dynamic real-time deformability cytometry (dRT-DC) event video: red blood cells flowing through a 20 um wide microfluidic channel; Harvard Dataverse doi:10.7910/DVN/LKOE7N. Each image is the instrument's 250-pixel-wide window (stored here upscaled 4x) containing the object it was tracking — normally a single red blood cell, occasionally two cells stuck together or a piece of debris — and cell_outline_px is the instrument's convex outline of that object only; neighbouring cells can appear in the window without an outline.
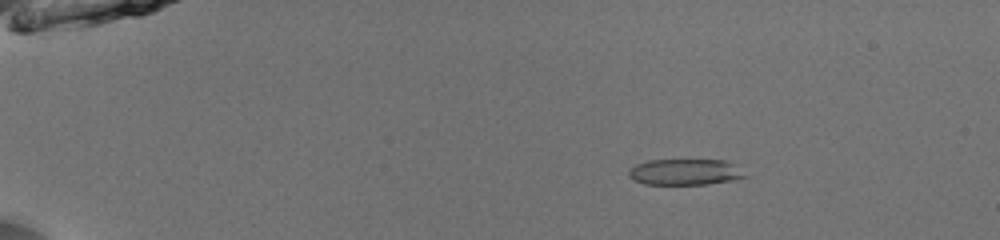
{"species": "common noctule bat (a hibernating species)", "species_latin": "Nyctalus noctula", "temperature_condition": "room temperature", "stored_images_in_passage": 47, "camera_frame_rate_fps": 3000, "um_per_image_px": 0.085, "animal": {"sex": "male", "body_mass_g": 13.0, "forearm_length_mm": 53.1}, "frame": {"image": 1, "passage_image": 5, "time_ms": 1.333, "image_size_px": [1000, 240], "cell_outline_px": [[748, 176], [732, 180], [708, 184], [644, 184], [632, 180], [628, 176], [628, 172], [636, 164], [648, 160], [728, 160]], "centroid_in_image_um": [58.2, 14.62], "position_along_channel_um": 26.8, "area_um2": 17.63}}
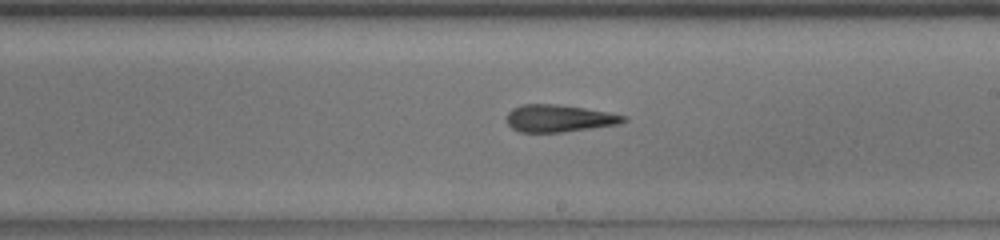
{"frame": {"image": 2, "passage_image": 28, "time_ms": 9.0, "image_size_px": [1000, 240], "cell_outline_px": [[628, 120], [616, 124], [560, 132], [520, 132], [512, 128], [508, 124], [508, 112], [512, 108], [520, 104], [556, 104], [584, 108], [628, 116]], "centroid_in_image_um": [47.49, 10.05], "position_along_channel_um": 241.5, "area_um2": 18.26}}
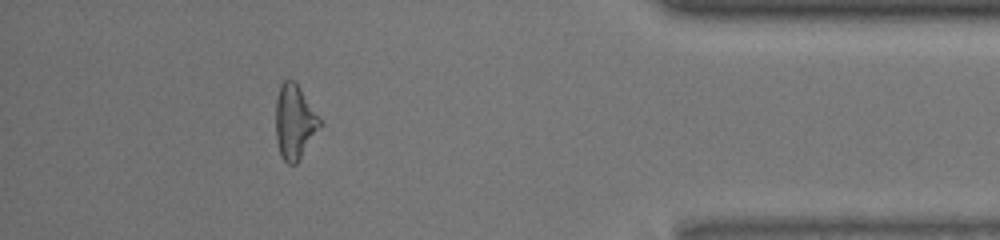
{"frame": {"image": 3, "passage_image": 43, "time_ms": 14.0, "image_size_px": [1000, 240], "cell_outline_px": [[320, 128], [296, 164], [288, 164], [280, 156], [276, 140], [276, 100], [280, 84], [288, 76], [300, 88], [320, 120]], "centroid_in_image_um": [25.0, 10.36], "position_along_channel_um": 410.2, "area_um2": 18.9}, "authors_computed_cell_mechanics": {"area_um2": 19.1896, "velocity_mm_per_s": 4.0139, "shape_relaxation_time_tau1_ms": 4.0146, "shape_relaxation_time_tau2_ms": 2.3727, "deformation_change_tau1": 0.1418, "deformation_change_tau2": 0.1246}}